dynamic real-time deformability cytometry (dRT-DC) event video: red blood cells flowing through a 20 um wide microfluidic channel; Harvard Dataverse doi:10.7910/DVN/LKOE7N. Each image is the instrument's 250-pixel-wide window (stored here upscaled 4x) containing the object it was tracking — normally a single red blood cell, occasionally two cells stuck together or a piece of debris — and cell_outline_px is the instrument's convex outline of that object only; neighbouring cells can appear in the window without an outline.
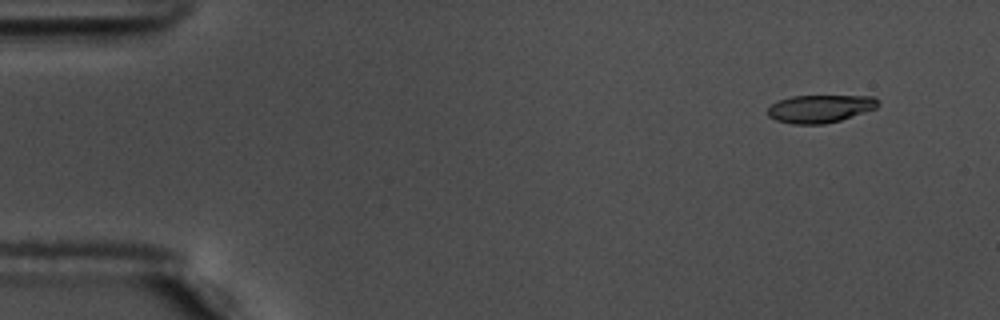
{"species": "common noctule bat (a hibernating species)", "species_latin": "Nyctalus noctula", "temperature_condition": "warm", "stored_images_in_passage": 53, "camera_frame_rate_fps": 3000, "um_per_image_px": 0.085, "animal": {"sex": "male", "body_mass_g": 17.5, "forearm_length_mm": 52.3}, "frame": {"image": 1, "passage_image": 1, "time_ms": 0.0, "image_size_px": [1000, 320], "cell_outline_px": [[880, 104], [876, 108], [840, 120], [824, 124], [792, 124], [776, 120], [768, 116], [768, 108], [776, 100], [792, 96], [872, 96], [880, 100]], "centroid_in_image_um": [69.7, 9.23], "position_along_channel_um": 15.3, "area_um2": 17.92}}
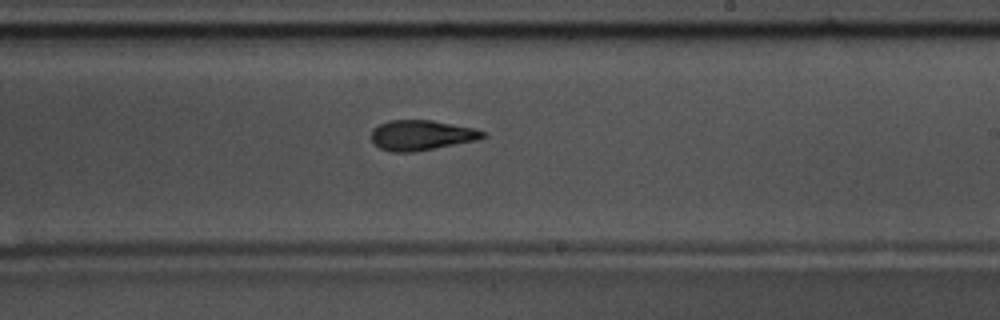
{"frame": {"image": 2, "passage_image": 30, "time_ms": 9.667, "image_size_px": [1000, 320], "cell_outline_px": [[488, 136], [476, 140], [412, 152], [392, 152], [380, 148], [372, 144], [372, 128], [388, 120], [432, 120], [472, 128], [488, 132]], "centroid_in_image_um": [35.8, 11.49], "position_along_channel_um": 253.2, "area_um2": 19.54}}
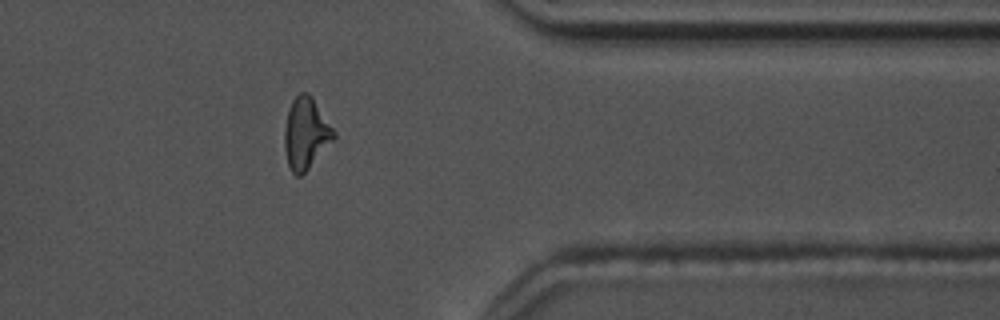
{"frame": {"image": 3, "passage_image": 42, "time_ms": 13.667, "image_size_px": [1000, 320], "cell_outline_px": [[336, 136], [308, 168], [300, 176], [296, 176], [292, 172], [288, 164], [284, 148], [284, 128], [288, 108], [292, 100], [300, 92], [308, 92], [312, 96], [336, 132]], "centroid_in_image_um": [25.98, 11.3], "position_along_channel_um": 385.4, "area_um2": 20.4}, "authors_computed_cell_mechanics": {"area_um2": 19.5364, "velocity_mm_per_s": 3.6367, "shape_relaxation_time_tau1_ms": 5.1915, "shape_relaxation_time_tau2_ms": 2.1665, "deformation_change_tau1": 0.1946, "deformation_change_tau2": 0.091}}